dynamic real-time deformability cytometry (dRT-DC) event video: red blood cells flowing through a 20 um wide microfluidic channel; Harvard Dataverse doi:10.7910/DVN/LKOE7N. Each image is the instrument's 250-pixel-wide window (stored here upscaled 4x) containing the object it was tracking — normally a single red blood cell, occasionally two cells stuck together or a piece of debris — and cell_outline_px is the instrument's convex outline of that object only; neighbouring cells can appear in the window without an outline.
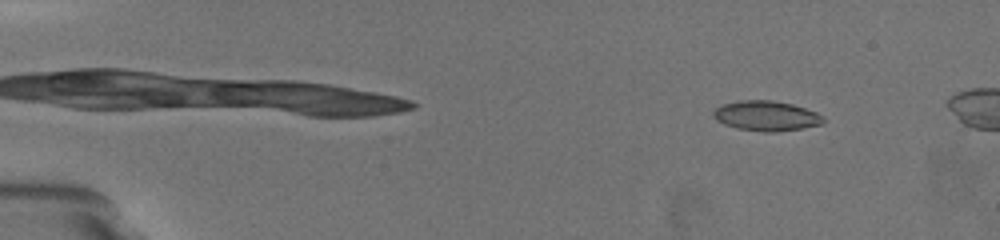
{"species": "common noctule bat (a hibernating species)", "species_latin": "Nyctalus noctula", "temperature_condition": "warm", "stored_images_in_passage": 46, "camera_frame_rate_fps": 3000, "um_per_image_px": 0.085, "animal": {"sex": "female", "body_mass_g": 19.5, "forearm_length_mm": 54.1}, "frame": {"image": 1, "passage_image": 8, "time_ms": 2.0, "image_size_px": [1000, 240], "cell_outline_px": [[828, 120], [824, 124], [804, 128], [776, 132], [764, 132], [736, 128], [724, 124], [716, 120], [712, 116], [712, 112], [720, 104], [740, 100], [772, 100], [792, 104], [816, 112], [824, 116]], "centroid_in_image_um": [65.15, 9.85], "position_along_channel_um": 19.8, "area_um2": 19.59}}
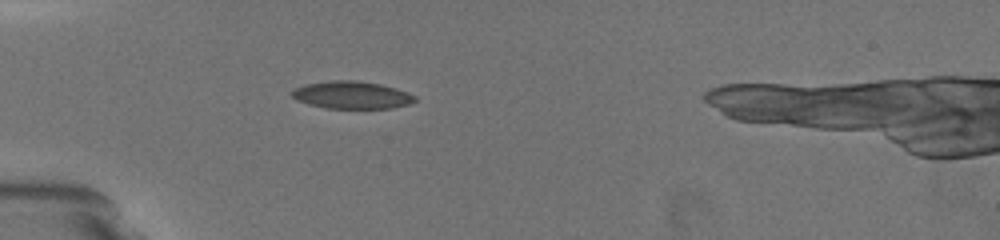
{"frame": {"image": 2, "passage_image": 20, "time_ms": 6.0, "image_size_px": [1000, 240], "cell_outline_px": [[416, 100], [408, 104], [392, 108], [328, 108], [308, 104], [296, 100], [292, 96], [292, 92], [296, 88], [304, 84], [332, 80], [356, 80], [380, 84], [396, 88], [416, 96]], "centroid_in_image_um": [29.89, 8.07], "position_along_channel_um": 55.1, "area_um2": 19.59}}